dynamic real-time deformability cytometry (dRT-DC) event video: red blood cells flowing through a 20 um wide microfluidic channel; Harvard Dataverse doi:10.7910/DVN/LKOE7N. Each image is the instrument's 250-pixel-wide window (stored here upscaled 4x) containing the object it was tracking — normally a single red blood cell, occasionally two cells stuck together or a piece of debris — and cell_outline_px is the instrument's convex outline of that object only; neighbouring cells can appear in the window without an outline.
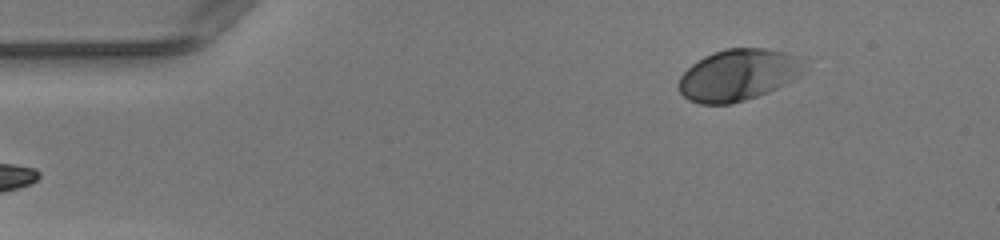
{"species": "human", "species_latin": "Homo sapiens", "temperature_condition": "warm", "stored_images_in_passage": 44, "camera_frame_rate_fps": 3000, "um_per_image_px": 0.085, "donor": {"sex": "female"}, "frame": {"image": 1, "passage_image": 1, "time_ms": 0.0, "image_size_px": [1000, 240], "cell_outline_px": [[808, 72], [768, 92], [744, 100], [728, 104], [700, 104], [688, 100], [680, 92], [676, 84], [680, 76], [692, 64], [704, 56], [728, 48], [764, 48], [784, 52], [804, 60]], "centroid_in_image_um": [62.76, 6.37], "position_along_channel_um": 22.2, "area_um2": 37.8}}
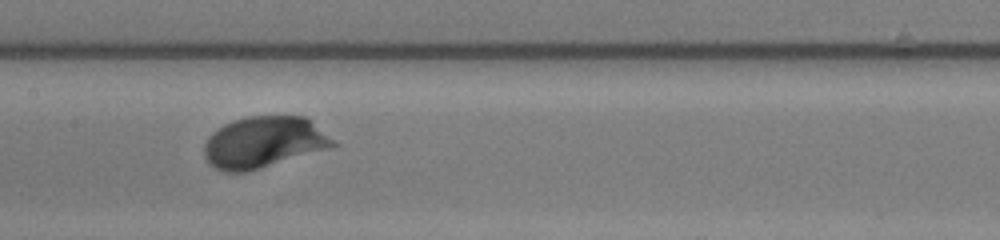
{"frame": {"image": 2, "passage_image": 19, "time_ms": 6.0, "image_size_px": [1000, 240], "cell_outline_px": [[340, 144], [248, 172], [220, 172], [208, 164], [204, 156], [204, 144], [208, 136], [212, 132], [224, 124], [248, 116], [304, 116]], "centroid_in_image_um": [22.36, 12.11], "position_along_channel_um": 185.0, "area_um2": 38.44}}
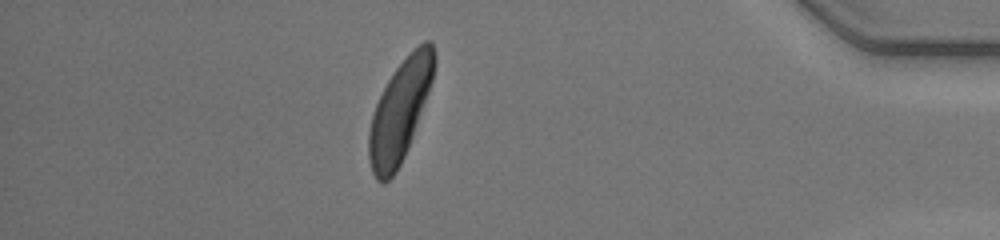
{"frame": {"image": 3, "passage_image": 38, "time_ms": 12.333, "image_size_px": [1000, 240], "cell_outline_px": [[436, 64], [432, 80], [428, 92], [408, 148], [396, 172], [384, 184], [376, 180], [372, 172], [368, 160], [368, 132], [372, 116], [376, 104], [388, 80], [396, 68], [424, 40], [432, 40], [436, 56]], "centroid_in_image_um": [33.98, 9.46], "position_along_channel_um": 401.2, "area_um2": 37.97}, "authors_computed_cell_mechanics": {"area_um2": 37.281, "velocity_mm_per_s": 4.1171, "shape_relaxation_time_tau1_ms": 1.7552, "shape_relaxation_time_tau2_ms": null, "deformation_change_tau1": 0.1168, "deformation_change_tau2": null}}